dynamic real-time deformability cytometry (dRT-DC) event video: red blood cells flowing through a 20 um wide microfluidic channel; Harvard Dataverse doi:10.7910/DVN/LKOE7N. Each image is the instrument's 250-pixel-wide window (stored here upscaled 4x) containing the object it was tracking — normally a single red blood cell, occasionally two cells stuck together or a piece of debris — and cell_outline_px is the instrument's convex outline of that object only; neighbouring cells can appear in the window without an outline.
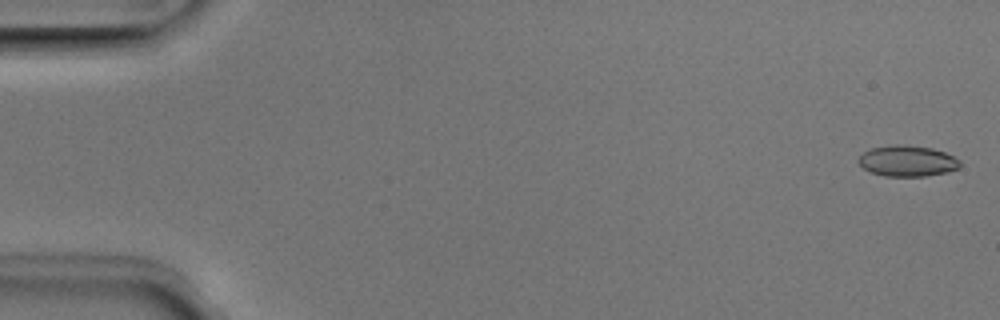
{"species": "Egyptian fruit bat (a non-hibernating species)", "species_latin": "Rousettus aegyptiacus", "temperature_condition": "room temperature", "stored_images_in_passage": 52, "camera_frame_rate_fps": 3000, "um_per_image_px": 0.085, "animal": {"sex": "male"}, "frame": {"image": 1, "passage_image": 2, "time_ms": 0.333, "image_size_px": [1000, 320], "cell_outline_px": [[960, 164], [956, 168], [948, 172], [924, 176], [884, 176], [872, 172], [864, 168], [856, 160], [864, 152], [872, 148], [896, 144], [904, 144], [932, 148], [944, 152], [960, 160]], "centroid_in_image_um": [77.11, 13.68], "position_along_channel_um": 7.9, "area_um2": 18.15}}
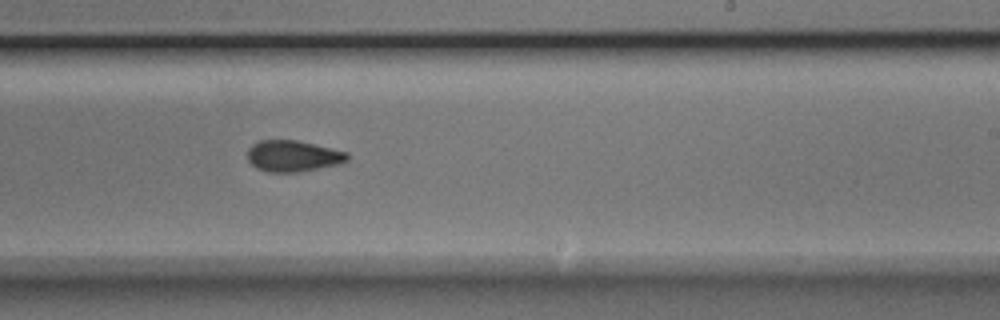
{"frame": {"image": 2, "passage_image": 32, "time_ms": 10.333, "image_size_px": [1000, 320], "cell_outline_px": [[348, 160], [336, 164], [296, 172], [268, 172], [256, 168], [248, 160], [248, 148], [252, 144], [260, 140], [296, 140], [348, 152]], "centroid_in_image_um": [24.86, 13.25], "position_along_channel_um": 264.1, "area_um2": 17.92}}
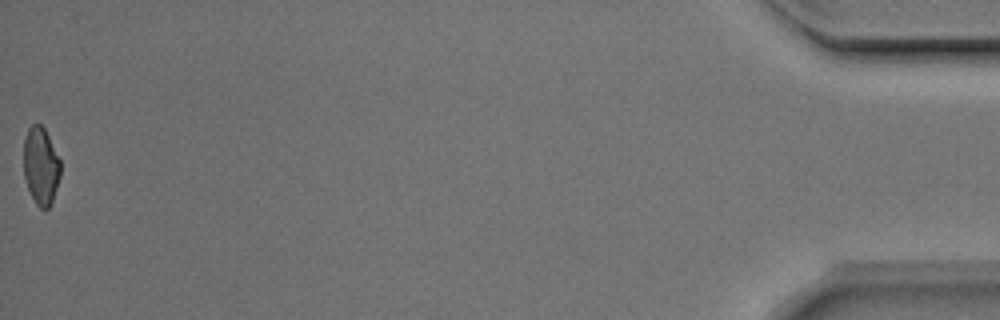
{"frame": {"image": 3, "passage_image": 52, "time_ms": 17.0, "image_size_px": [1000, 320], "cell_outline_px": [[60, 176], [52, 200], [48, 208], [40, 208], [36, 204], [28, 188], [24, 176], [24, 140], [28, 128], [32, 124], [40, 124], [44, 128], [60, 160]], "centroid_in_image_um": [3.46, 14.09], "position_along_channel_um": 431.7, "area_um2": 16.36}, "authors_computed_cell_mechanics": {"area_um2": 18.2937, "velocity_mm_per_s": 3.9908, "shape_relaxation_time_tau1_ms": 3.961, "shape_relaxation_time_tau2_ms": 2.2532, "deformation_change_tau1": 0.1049, "deformation_change_tau2": 0.0693}}